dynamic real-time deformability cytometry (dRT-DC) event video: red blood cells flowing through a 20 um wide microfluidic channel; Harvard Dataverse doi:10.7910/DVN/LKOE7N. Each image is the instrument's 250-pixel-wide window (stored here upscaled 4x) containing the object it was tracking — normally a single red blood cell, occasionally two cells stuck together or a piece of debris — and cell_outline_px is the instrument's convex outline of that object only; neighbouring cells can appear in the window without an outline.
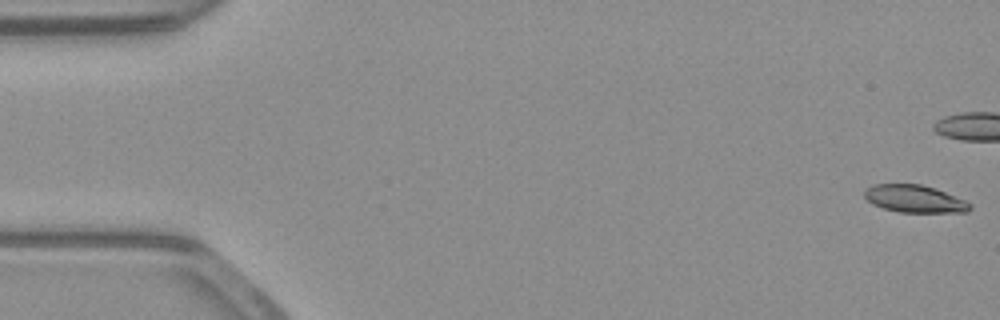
{"species": "common noctule bat (a hibernating species)", "species_latin": "Nyctalus noctula", "temperature_condition": "warm", "stored_images_in_passage": 42, "camera_frame_rate_fps": 3000, "um_per_image_px": 0.085, "animal": {"sex": "male", "body_mass_g": 23.1, "forearm_length_mm": 52.7}, "frame": {"image": 1, "passage_image": 1, "time_ms": 0.0, "image_size_px": [1000, 320], "cell_outline_px": [[972, 208], [968, 212], [900, 212], [884, 208], [872, 204], [864, 196], [864, 192], [868, 188], [876, 184], [920, 184], [936, 188], [964, 200], [972, 204]], "centroid_in_image_um": [77.77, 16.9], "position_along_channel_um": 7.2, "area_um2": 16.76}}
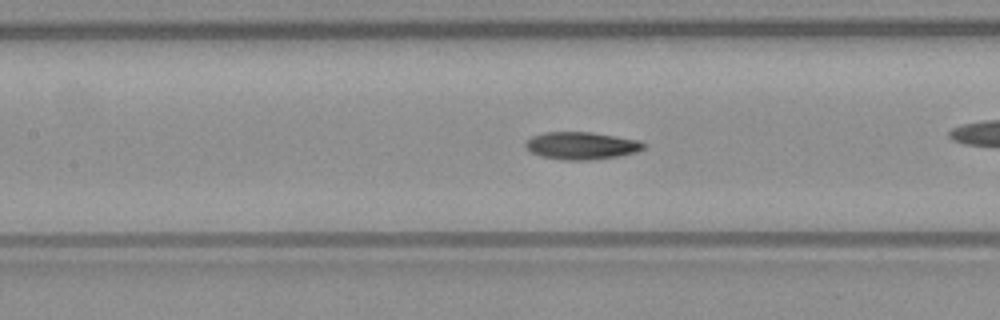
{"frame": {"image": 2, "passage_image": 24, "time_ms": 7.667, "image_size_px": [1000, 320], "cell_outline_px": [[648, 144], [644, 148], [636, 152], [620, 156], [592, 160], [564, 160], [540, 156], [532, 152], [524, 144], [532, 136], [544, 132], [592, 132], [640, 140]], "centroid_in_image_um": [49.48, 12.38], "position_along_channel_um": 157.9, "area_um2": 19.02}}
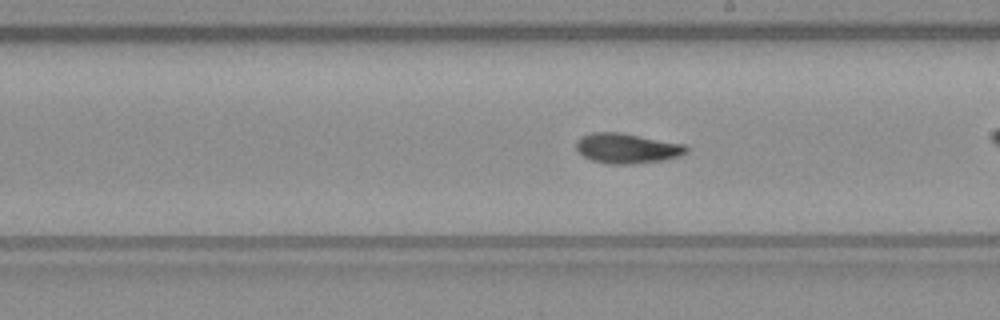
{"frame": {"image": 3, "passage_image": 30, "time_ms": 9.667, "image_size_px": [1000, 320], "cell_outline_px": [[688, 152], [680, 156], [664, 160], [632, 164], [608, 164], [592, 160], [584, 156], [576, 148], [576, 140], [580, 136], [592, 132], [620, 132], [684, 144], [688, 148]], "centroid_in_image_um": [53.29, 12.6], "position_along_channel_um": 235.7, "area_um2": 19.36}}